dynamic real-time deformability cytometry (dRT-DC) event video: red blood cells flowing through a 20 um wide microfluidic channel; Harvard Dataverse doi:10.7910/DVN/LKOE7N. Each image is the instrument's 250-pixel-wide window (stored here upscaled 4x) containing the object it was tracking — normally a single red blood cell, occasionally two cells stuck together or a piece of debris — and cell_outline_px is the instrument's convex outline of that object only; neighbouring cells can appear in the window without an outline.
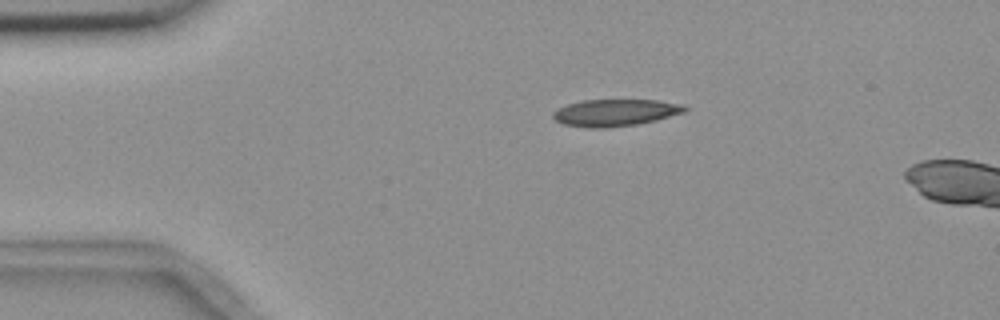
{"species": "common noctule bat (a hibernating species)", "species_latin": "Nyctalus noctula", "temperature_condition": "room temperature", "stored_images_in_passage": 5, "camera_frame_rate_fps": 3000, "um_per_image_px": 0.085, "animal": {"sex": "female", "body_mass_g": 18.4}, "frame": {"image": 1, "passage_image": 3, "time_ms": 2.333, "image_size_px": [1000, 320], "cell_outline_px": [[688, 108], [684, 112], [656, 120], [636, 124], [604, 128], [588, 128], [564, 124], [556, 120], [552, 116], [552, 112], [556, 108], [568, 104], [584, 100], [656, 100], [684, 104]], "centroid_in_image_um": [52.28, 9.57], "position_along_channel_um": 32.7, "area_um2": 20.63}}